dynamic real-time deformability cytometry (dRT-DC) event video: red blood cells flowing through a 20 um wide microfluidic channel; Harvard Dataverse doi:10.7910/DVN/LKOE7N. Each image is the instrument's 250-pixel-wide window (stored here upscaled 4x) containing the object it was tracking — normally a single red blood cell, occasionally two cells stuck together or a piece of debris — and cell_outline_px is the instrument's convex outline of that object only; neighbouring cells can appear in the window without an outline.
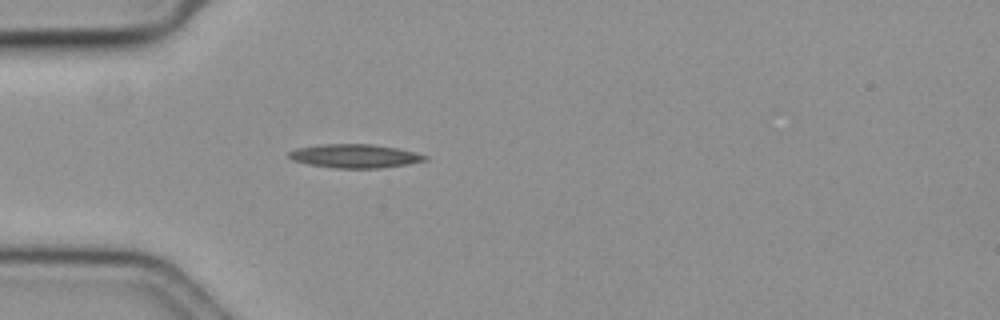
{"species": "common noctule bat (a hibernating species)", "species_latin": "Nyctalus noctula", "temperature_condition": "cold", "stored_images_in_passage": 41, "camera_frame_rate_fps": 3000, "um_per_image_px": 0.085, "animal": {"sex": "female", "body_mass_g": 19.3, "forearm_length_mm": 54.1}, "frame": {"image": 1, "passage_image": 1, "time_ms": 0.0, "image_size_px": [1000, 320], "cell_outline_px": [[428, 160], [408, 164], [380, 168], [332, 168], [308, 164], [292, 160], [288, 156], [288, 152], [296, 148], [324, 144], [372, 144], [396, 148], [428, 156]], "centroid_in_image_um": [30.13, 13.27], "position_along_channel_um": 54.9, "area_um2": 18.73}}
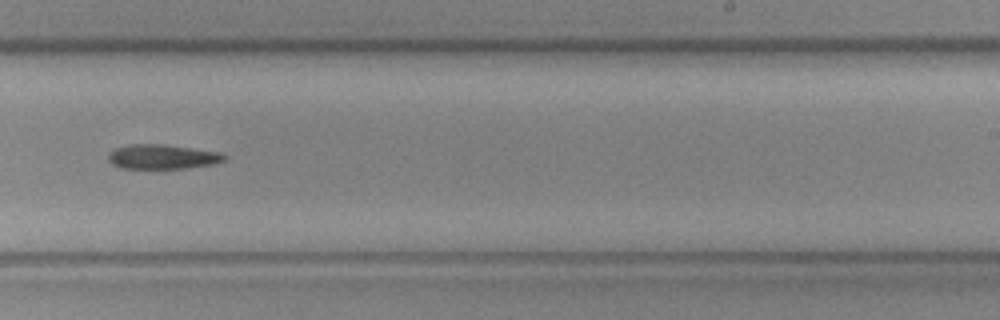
{"frame": {"image": 2, "passage_image": 20, "time_ms": 6.333, "image_size_px": [1000, 320], "cell_outline_px": [[228, 156], [224, 160], [216, 164], [184, 168], [120, 168], [112, 164], [108, 160], [108, 152], [116, 148], [132, 144], [164, 144], [220, 152]], "centroid_in_image_um": [13.81, 13.32], "position_along_channel_um": 275.2, "area_um2": 16.65}}
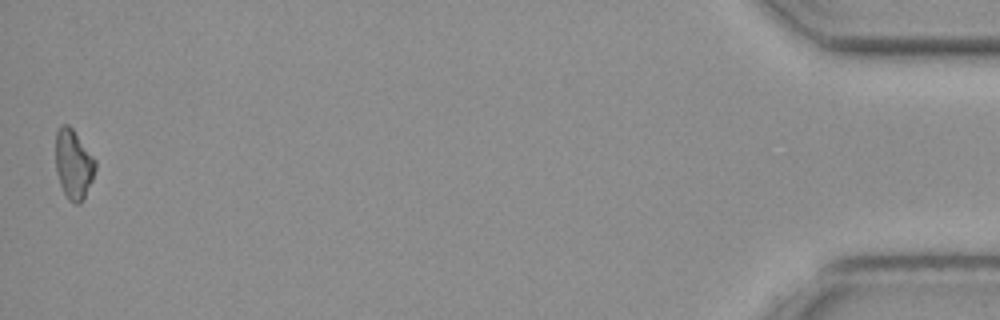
{"frame": {"image": 3, "passage_image": 41, "time_ms": 13.333, "image_size_px": [1000, 320], "cell_outline_px": [[96, 168], [92, 180], [80, 204], [76, 204], [68, 200], [60, 184], [56, 172], [56, 132], [60, 124], [68, 124], [72, 128], [96, 160]], "centroid_in_image_um": [6.24, 13.94], "position_along_channel_um": 429.0, "area_um2": 16.01}}